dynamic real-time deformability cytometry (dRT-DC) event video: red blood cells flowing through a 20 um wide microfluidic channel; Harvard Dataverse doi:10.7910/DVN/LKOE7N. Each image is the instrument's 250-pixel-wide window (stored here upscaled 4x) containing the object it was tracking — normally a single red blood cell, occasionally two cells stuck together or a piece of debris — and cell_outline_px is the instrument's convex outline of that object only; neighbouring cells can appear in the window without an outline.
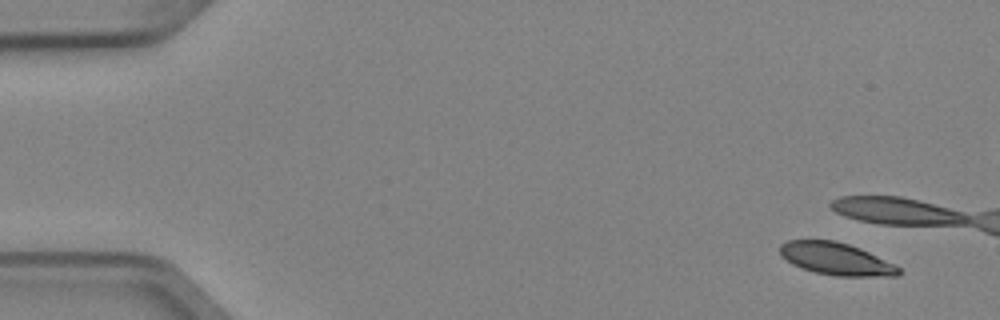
{"species": "Egyptian fruit bat (a non-hibernating species)", "species_latin": "Rousettus aegyptiacus", "temperature_condition": "cold", "stored_images_in_passage": 4, "camera_frame_rate_fps": 3000, "um_per_image_px": 0.085, "animal": {"sex": "female"}, "frame": {"image": 1, "passage_image": 1, "time_ms": 0.0, "image_size_px": [1000, 320], "cell_outline_px": [[900, 276], [836, 276], [816, 272], [792, 264], [780, 256], [780, 244], [788, 240], [836, 240], [860, 248], [896, 264], [900, 268]], "centroid_in_image_um": [71.09, 22.0], "position_along_channel_um": 13.9, "area_um2": 22.43}}